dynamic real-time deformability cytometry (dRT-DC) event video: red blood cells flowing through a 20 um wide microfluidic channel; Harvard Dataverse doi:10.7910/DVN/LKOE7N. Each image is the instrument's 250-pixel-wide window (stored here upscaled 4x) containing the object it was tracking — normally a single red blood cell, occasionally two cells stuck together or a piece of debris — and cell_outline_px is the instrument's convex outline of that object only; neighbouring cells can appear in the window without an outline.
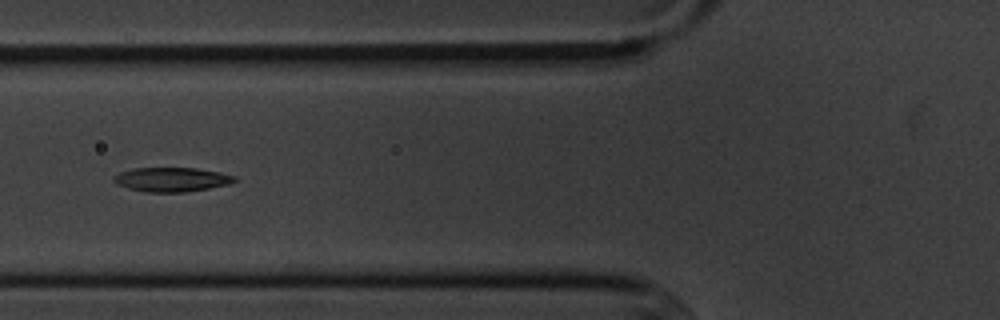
{"species": "common noctule bat (a hibernating species)", "species_latin": "Nyctalus noctula", "temperature_condition": "cold", "stored_images_in_passage": 8, "camera_frame_rate_fps": 3000, "um_per_image_px": 0.085, "animal": {"sex": "male", "body_mass_g": 20.1, "forearm_length_mm": 53.5}, "frame": {"image": 1, "passage_image": 6, "time_ms": 6.667, "image_size_px": [1000, 320], "cell_outline_px": [[236, 180], [228, 184], [208, 188], [184, 192], [144, 192], [128, 188], [116, 184], [112, 180], [120, 172], [132, 168], [196, 168], [220, 172], [236, 176]], "centroid_in_image_um": [14.57, 15.25], "position_along_channel_um": 111.2, "area_um2": 16.99}}
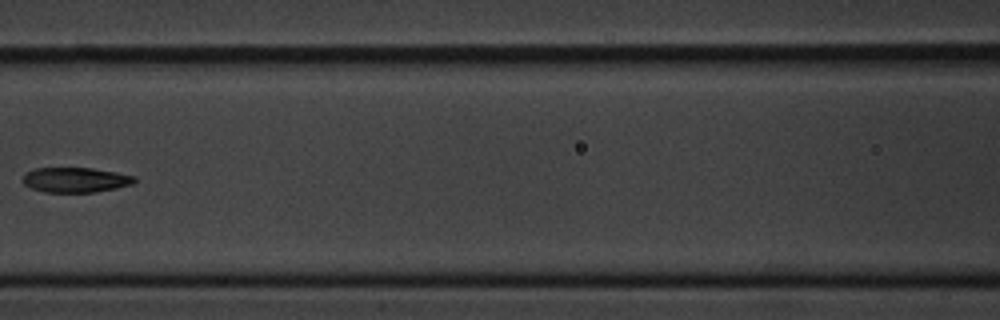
{"frame": {"image": 2, "passage_image": 7, "time_ms": 8.0, "image_size_px": [1000, 320], "cell_outline_px": [[136, 180], [132, 184], [116, 188], [96, 192], [44, 192], [32, 188], [24, 184], [20, 180], [28, 172], [36, 168], [92, 168], [116, 172], [136, 176]], "centroid_in_image_um": [6.43, 15.29], "position_along_channel_um": 160.2, "area_um2": 16.24}}
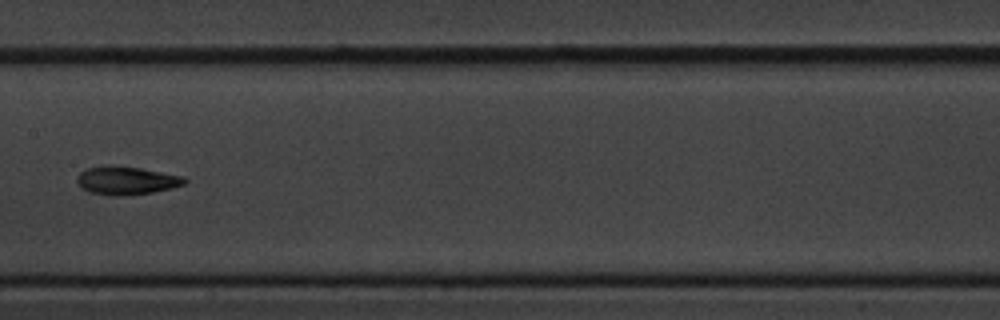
{"frame": {"image": 3, "passage_image": 8, "time_ms": 9.0, "image_size_px": [1000, 320], "cell_outline_px": [[188, 180], [184, 184], [172, 188], [152, 192], [120, 196], [108, 196], [88, 192], [80, 188], [76, 184], [76, 176], [80, 172], [88, 168], [104, 164], [112, 164], [140, 168], [184, 176]], "centroid_in_image_um": [10.68, 15.33], "position_along_channel_um": 196.7, "area_um2": 18.15}}